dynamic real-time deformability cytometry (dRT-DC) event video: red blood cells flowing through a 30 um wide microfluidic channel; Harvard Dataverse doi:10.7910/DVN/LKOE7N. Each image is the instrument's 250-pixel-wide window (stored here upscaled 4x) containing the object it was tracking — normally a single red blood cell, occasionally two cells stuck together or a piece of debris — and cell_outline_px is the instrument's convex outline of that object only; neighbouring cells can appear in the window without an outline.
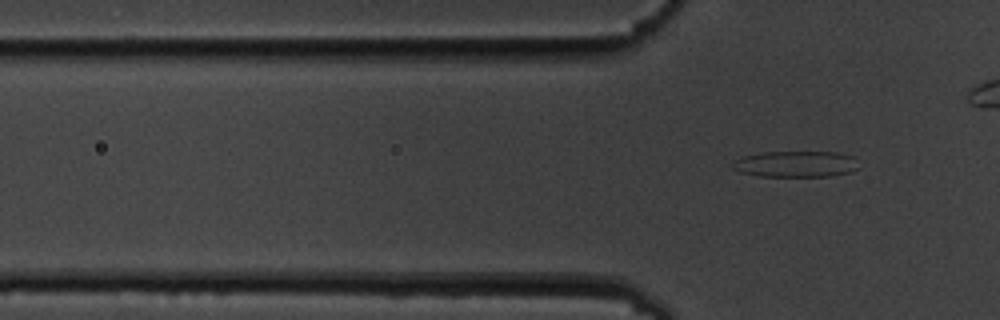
{"species": "common noctule bat (a hibernating species)", "species_latin": "Nyctalus noctula", "temperature_condition": "cold", "stored_images_in_passage": 6, "camera_frame_rate_fps": 3000, "um_per_image_px": 0.085, "animal": {"sex": "male", "body_mass_g": 19.5, "forearm_length_mm": 54.6}, "frame": {"image": 1, "passage_image": 6, "time_ms": 6.667, "image_size_px": [1000, 320], "cell_outline_px": [[860, 168], [852, 172], [828, 176], [760, 176], [740, 172], [732, 168], [728, 164], [732, 160], [744, 156], [764, 152], [840, 152], [852, 156]], "centroid_in_image_um": [67.61, 13.94], "position_along_channel_um": 58.2, "area_um2": 19.42}}